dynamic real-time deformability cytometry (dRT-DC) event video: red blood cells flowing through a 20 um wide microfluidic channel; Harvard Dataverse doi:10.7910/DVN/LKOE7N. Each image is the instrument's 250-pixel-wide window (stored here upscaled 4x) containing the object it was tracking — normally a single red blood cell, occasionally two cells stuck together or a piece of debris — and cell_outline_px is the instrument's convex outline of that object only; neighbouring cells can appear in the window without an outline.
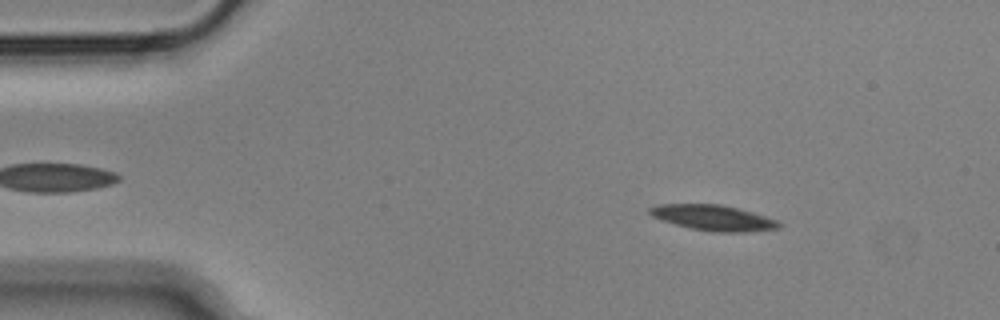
{"species": "Egyptian fruit bat (a non-hibernating species)", "species_latin": "Rousettus aegyptiacus", "temperature_condition": "cold", "stored_images_in_passage": 53, "camera_frame_rate_fps": 3000, "um_per_image_px": 0.085, "animal": {"sex": "male"}, "frame": {"image": 1, "passage_image": 6, "time_ms": 1.667, "image_size_px": [1000, 320], "cell_outline_px": [[784, 224], [780, 228], [744, 232], [716, 232], [692, 228], [676, 224], [652, 216], [648, 212], [648, 208], [656, 204], [720, 204], [752, 212], [776, 220]], "centroid_in_image_um": [60.64, 18.5], "position_along_channel_um": 24.4, "area_um2": 19.02}}
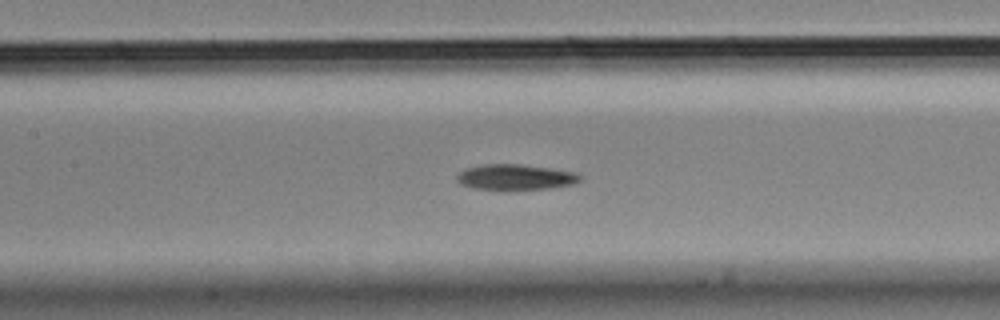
{"frame": {"image": 2, "passage_image": 23, "time_ms": 7.333, "image_size_px": [1000, 320], "cell_outline_px": [[584, 176], [576, 184], [548, 188], [472, 188], [460, 184], [456, 180], [456, 176], [460, 172], [468, 168], [484, 164], [520, 164], [576, 172]], "centroid_in_image_um": [43.85, 15.03], "position_along_channel_um": 163.5, "area_um2": 17.92}}
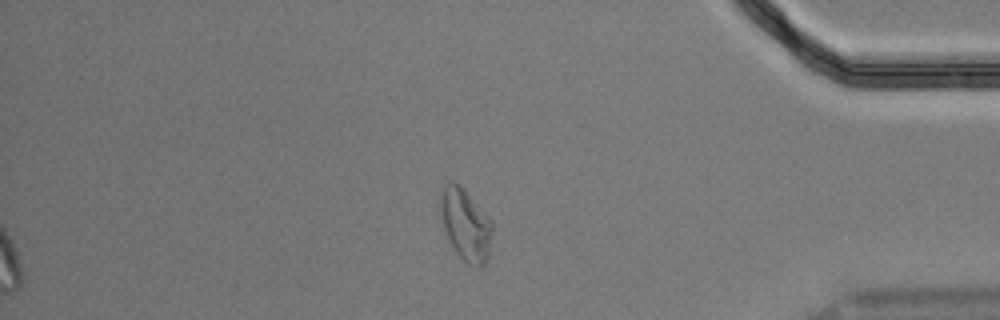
{"frame": {"image": 3, "passage_image": 45, "time_ms": 14.667, "image_size_px": [1000, 320], "cell_outline_px": [[492, 232], [488, 256], [484, 264], [480, 268], [476, 268], [468, 264], [452, 248], [444, 232], [440, 212], [440, 196], [444, 184], [448, 180], [452, 180], [460, 184], [464, 188], [492, 220]], "centroid_in_image_um": [39.56, 19.07], "position_along_channel_um": 395.6, "area_um2": 22.14}}